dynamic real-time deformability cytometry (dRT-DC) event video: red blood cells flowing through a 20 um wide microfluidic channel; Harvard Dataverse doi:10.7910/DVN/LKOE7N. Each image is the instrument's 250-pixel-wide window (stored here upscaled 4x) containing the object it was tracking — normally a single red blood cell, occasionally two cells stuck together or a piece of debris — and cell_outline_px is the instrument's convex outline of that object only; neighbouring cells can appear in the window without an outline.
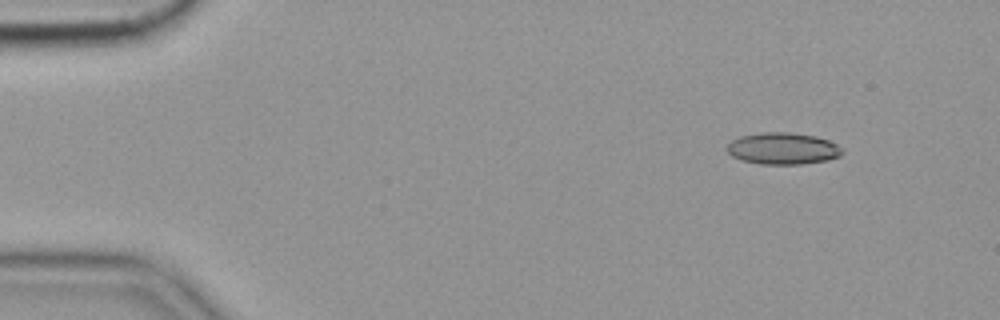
{"species": "common noctule bat (a hibernating species)", "species_latin": "Nyctalus noctula", "temperature_condition": "cold", "stored_images_in_passage": 54, "camera_frame_rate_fps": 3000, "um_per_image_px": 0.085, "animal": {"sex": "female", "body_mass_g": 19.9}, "frame": {"image": 1, "passage_image": 4, "time_ms": 1.0, "image_size_px": [1000, 320], "cell_outline_px": [[844, 152], [840, 156], [828, 160], [800, 164], [760, 164], [740, 160], [732, 156], [728, 152], [728, 144], [732, 140], [740, 136], [764, 132], [788, 132], [816, 136], [828, 140], [836, 144]], "centroid_in_image_um": [66.54, 12.62], "position_along_channel_um": 18.5, "area_um2": 21.27}}
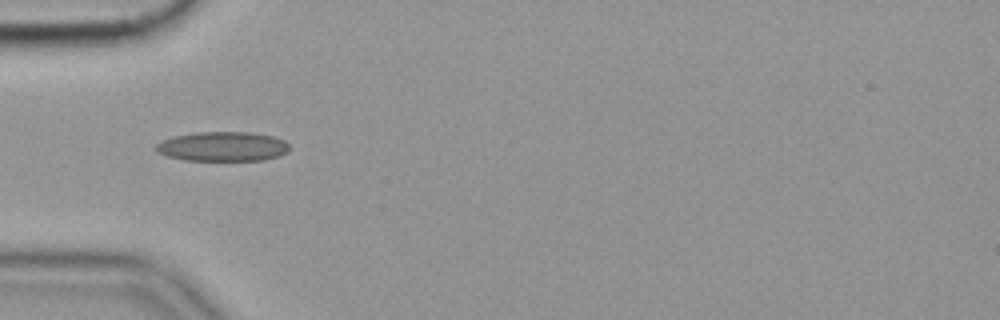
{"frame": {"image": 2, "passage_image": 16, "time_ms": 5.0, "image_size_px": [1000, 320], "cell_outline_px": [[288, 152], [280, 156], [264, 160], [184, 160], [168, 156], [156, 152], [156, 144], [164, 140], [176, 136], [196, 132], [248, 132], [272, 136], [284, 140], [288, 144]], "centroid_in_image_um": [18.95, 12.45], "position_along_channel_um": 66.1, "area_um2": 22.83}}
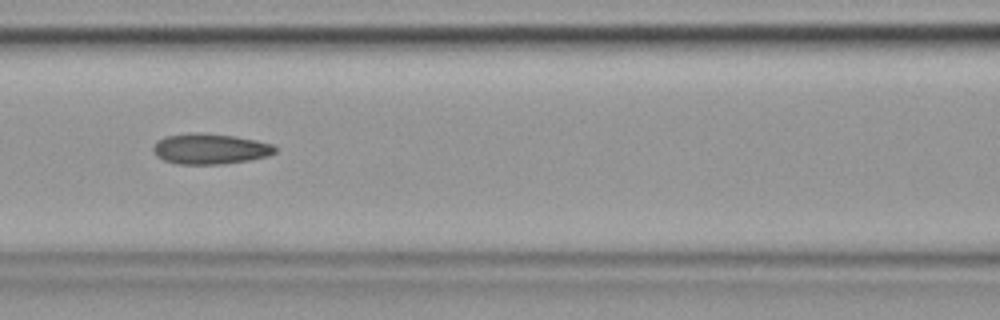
{"frame": {"image": 3, "passage_image": 23, "time_ms": 7.333, "image_size_px": [1000, 320], "cell_outline_px": [[276, 152], [268, 156], [248, 160], [220, 164], [176, 164], [164, 160], [156, 156], [152, 152], [152, 148], [156, 140], [164, 136], [188, 132], [204, 132], [236, 136], [256, 140], [272, 144], [276, 148]], "centroid_in_image_um": [17.8, 12.63], "position_along_channel_um": 148.8, "area_um2": 22.08}, "authors_computed_cell_mechanics": {"area_um2": 21.2993, "velocity_mm_per_s": 3.568, "shape_relaxation_time_tau1_ms": null, "shape_relaxation_time_tau2_ms": 3.283, "deformation_change_tau1": null, "deformation_change_tau2": 0.1179}}